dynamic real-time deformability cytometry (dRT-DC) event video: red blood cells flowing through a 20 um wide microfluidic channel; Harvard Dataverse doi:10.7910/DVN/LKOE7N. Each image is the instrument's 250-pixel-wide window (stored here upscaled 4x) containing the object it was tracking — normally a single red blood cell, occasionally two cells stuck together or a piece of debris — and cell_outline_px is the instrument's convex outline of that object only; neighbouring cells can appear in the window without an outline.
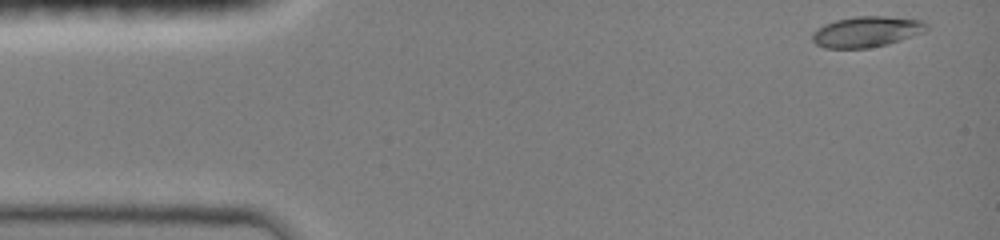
{"species": "common noctule bat (a hibernating species)", "species_latin": "Nyctalus noctula", "temperature_condition": "room temperature", "stored_images_in_passage": 41, "camera_frame_rate_fps": 3000, "um_per_image_px": 0.085, "animal": {"sex": "female", "body_mass_g": 19.0, "forearm_length_mm": 51.5}, "frame": {"image": 1, "passage_image": 1, "time_ms": 0.0, "image_size_px": [1000, 240], "cell_outline_px": [[928, 28], [920, 32], [888, 44], [868, 48], [824, 48], [816, 44], [812, 40], [812, 32], [824, 24], [836, 20], [856, 16], [884, 16], [924, 20], [928, 24]], "centroid_in_image_um": [73.62, 2.69], "position_along_channel_um": 11.4, "area_um2": 20.29}}
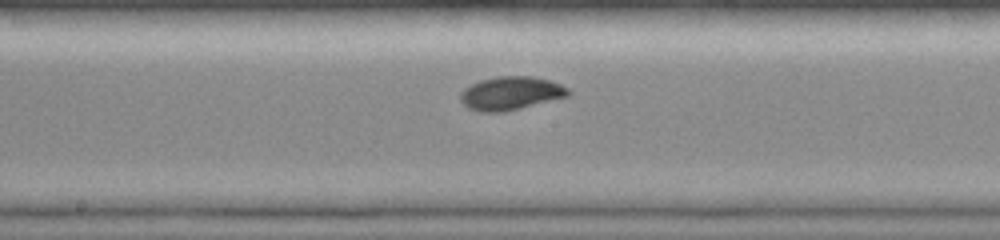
{"frame": {"image": 2, "passage_image": 23, "time_ms": 7.333, "image_size_px": [1000, 240], "cell_outline_px": [[572, 92], [568, 96], [504, 112], [480, 112], [468, 108], [460, 100], [460, 92], [464, 88], [480, 80], [496, 76], [532, 76], [548, 80], [560, 84], [568, 88]], "centroid_in_image_um": [43.4, 7.92], "position_along_channel_um": 204.8, "area_um2": 20.98}}
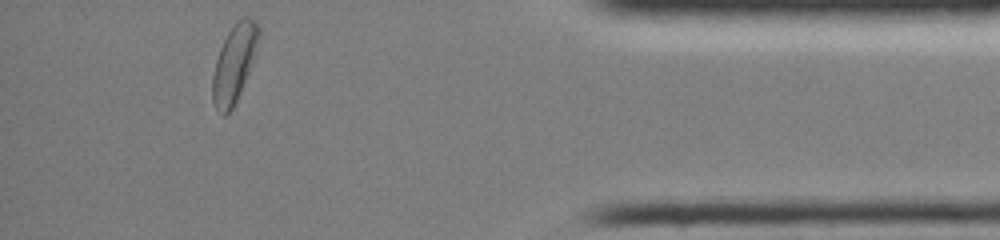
{"frame": {"image": 3, "passage_image": 41, "time_ms": 13.333, "image_size_px": [1000, 240], "cell_outline_px": [[260, 36], [256, 52], [252, 64], [240, 92], [232, 108], [224, 116], [220, 116], [216, 112], [212, 100], [212, 76], [216, 60], [220, 48], [228, 32], [236, 20], [244, 16], [248, 16], [256, 20], [260, 28]], "centroid_in_image_um": [19.91, 5.37], "position_along_channel_um": 415.3, "area_um2": 21.1}, "authors_computed_cell_mechanics": {"area_um2": 19.8832, "velocity_mm_per_s": 4.0448, "shape_relaxation_time_tau1_ms": 3.9909, "shape_relaxation_time_tau2_ms": 6.7844, "deformation_change_tau1": 0.1537, "deformation_change_tau2": 0.0616}}